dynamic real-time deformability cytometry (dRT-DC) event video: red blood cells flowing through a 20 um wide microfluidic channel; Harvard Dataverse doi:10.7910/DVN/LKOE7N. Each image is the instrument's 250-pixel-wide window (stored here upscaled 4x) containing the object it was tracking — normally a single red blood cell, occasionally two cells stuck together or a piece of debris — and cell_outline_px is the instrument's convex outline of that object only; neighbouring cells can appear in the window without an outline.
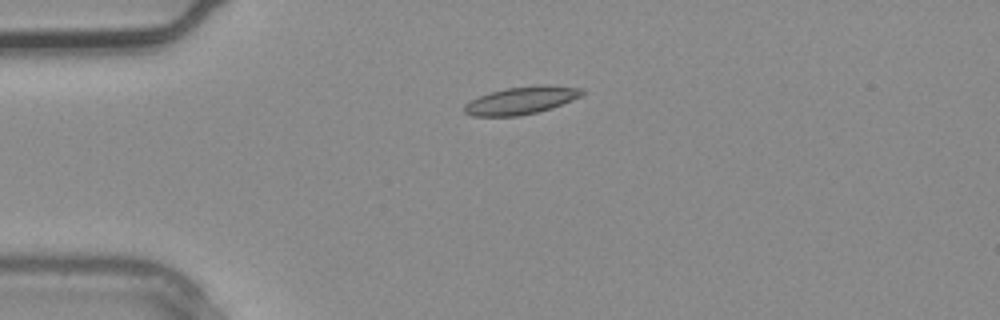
{"species": "common noctule bat (a hibernating species)", "species_latin": "Nyctalus noctula", "temperature_condition": "warm", "stored_images_in_passage": 1, "camera_frame_rate_fps": 3000, "um_per_image_px": 0.085, "animal": {"sex": "male", "body_mass_g": 20.4}, "frame": {"image": 1, "passage_image": 1, "time_ms": 0.0, "image_size_px": [1000, 320], "cell_outline_px": [[584, 92], [580, 96], [572, 100], [552, 108], [520, 116], [472, 116], [464, 112], [464, 104], [480, 96], [504, 88], [540, 84], [548, 84], [580, 88]], "centroid_in_image_um": [44.31, 8.53], "position_along_channel_um": 40.7, "area_um2": 18.9}}